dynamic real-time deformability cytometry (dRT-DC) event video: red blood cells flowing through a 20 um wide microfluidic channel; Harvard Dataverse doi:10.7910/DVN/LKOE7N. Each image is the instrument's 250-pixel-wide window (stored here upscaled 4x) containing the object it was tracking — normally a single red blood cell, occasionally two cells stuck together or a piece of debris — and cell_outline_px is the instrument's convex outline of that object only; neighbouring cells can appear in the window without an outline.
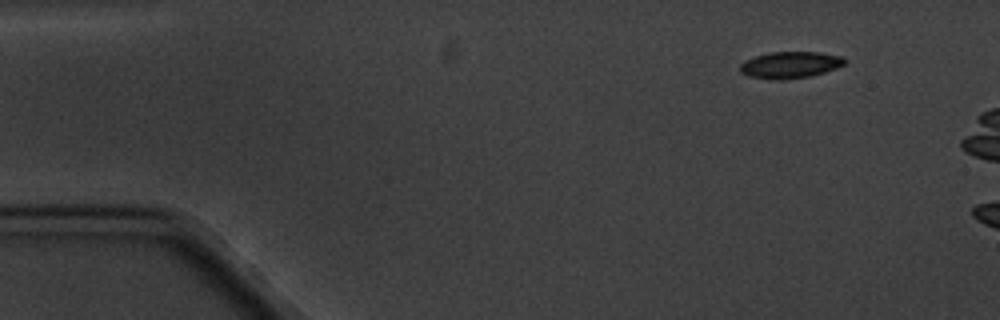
{"species": "common noctule bat (a hibernating species)", "species_latin": "Nyctalus noctula", "temperature_condition": "cold", "stored_images_in_passage": 3, "camera_frame_rate_fps": 3000, "um_per_image_px": 0.085, "animal": {"sex": "male", "body_mass_g": 20.1, "forearm_length_mm": 53.5}, "frame": {"image": 1, "passage_image": 1, "time_ms": 0.0, "image_size_px": [1000, 320], "cell_outline_px": [[848, 60], [844, 64], [836, 68], [824, 72], [808, 76], [780, 80], [772, 80], [748, 76], [740, 72], [740, 64], [744, 60], [768, 52], [820, 52], [844, 56]], "centroid_in_image_um": [67.17, 5.51], "position_along_channel_um": 17.8, "area_um2": 16.36}}